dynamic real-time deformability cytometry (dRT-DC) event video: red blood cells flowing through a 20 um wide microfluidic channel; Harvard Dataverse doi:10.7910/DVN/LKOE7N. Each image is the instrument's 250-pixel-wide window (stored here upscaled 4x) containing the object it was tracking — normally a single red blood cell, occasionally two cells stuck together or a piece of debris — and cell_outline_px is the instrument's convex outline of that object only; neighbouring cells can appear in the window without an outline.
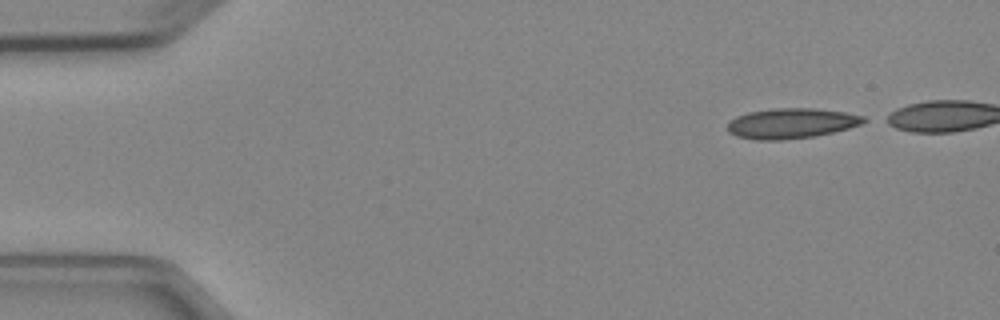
{"species": "Egyptian fruit bat (a non-hibernating species)", "species_latin": "Rousettus aegyptiacus", "temperature_condition": "cold", "stored_images_in_passage": 10, "camera_frame_rate_fps": 3000, "um_per_image_px": 0.085, "animal": {"sex": "female"}, "frame": {"image": 1, "passage_image": 1, "time_ms": 0.0, "image_size_px": [1000, 320], "cell_outline_px": [[868, 120], [860, 124], [848, 128], [816, 136], [780, 140], [756, 140], [736, 136], [728, 132], [728, 124], [736, 116], [748, 112], [772, 108], [816, 108], [844, 112], [864, 116]], "centroid_in_image_um": [67.25, 10.48], "position_along_channel_um": 17.7, "area_um2": 23.99}}